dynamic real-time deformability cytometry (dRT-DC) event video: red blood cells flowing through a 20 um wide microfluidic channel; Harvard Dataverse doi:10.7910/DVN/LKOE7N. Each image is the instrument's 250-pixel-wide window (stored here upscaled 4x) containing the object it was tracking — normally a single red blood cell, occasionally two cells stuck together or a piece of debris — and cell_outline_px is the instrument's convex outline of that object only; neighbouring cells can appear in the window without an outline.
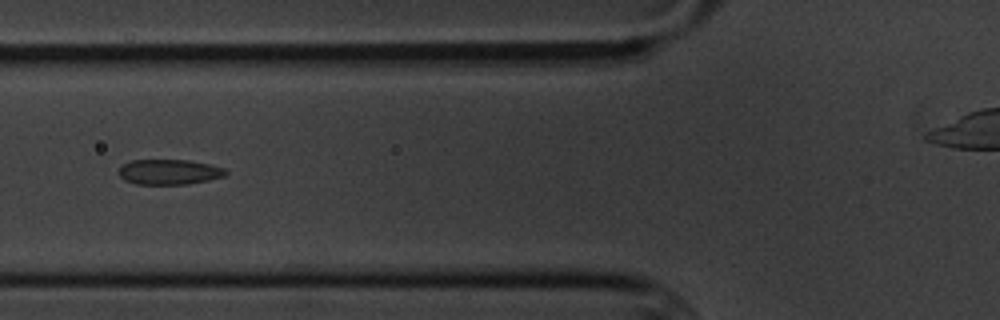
{"species": "common noctule bat (a hibernating species)", "species_latin": "Nyctalus noctula", "temperature_condition": "cold", "stored_images_in_passage": 10, "camera_frame_rate_fps": 3000, "um_per_image_px": 0.085, "animal": {"sex": "male", "body_mass_g": 20.1, "forearm_length_mm": 53.5}, "frame": {"image": 1, "passage_image": 7, "time_ms": 7.0, "image_size_px": [1000, 320], "cell_outline_px": [[228, 172], [224, 176], [208, 180], [188, 184], [136, 184], [124, 180], [120, 176], [120, 168], [124, 164], [132, 160], [188, 160], [208, 164], [224, 168]], "centroid_in_image_um": [14.39, 14.62], "position_along_channel_um": 111.4, "area_um2": 15.55}}
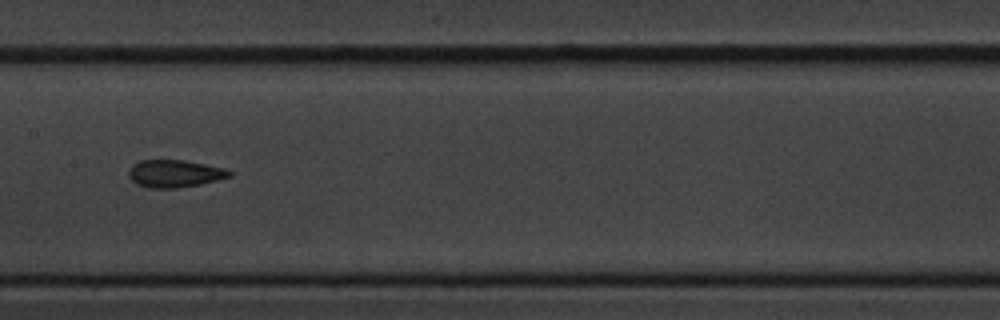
{"frame": {"image": 2, "passage_image": 9, "time_ms": 9.333, "image_size_px": [1000, 320], "cell_outline_px": [[232, 176], [200, 184], [176, 188], [148, 188], [136, 184], [128, 176], [128, 172], [132, 164], [140, 160], [184, 160], [224, 168], [232, 172]], "centroid_in_image_um": [14.81, 14.75], "position_along_channel_um": 192.6, "area_um2": 16.13}}
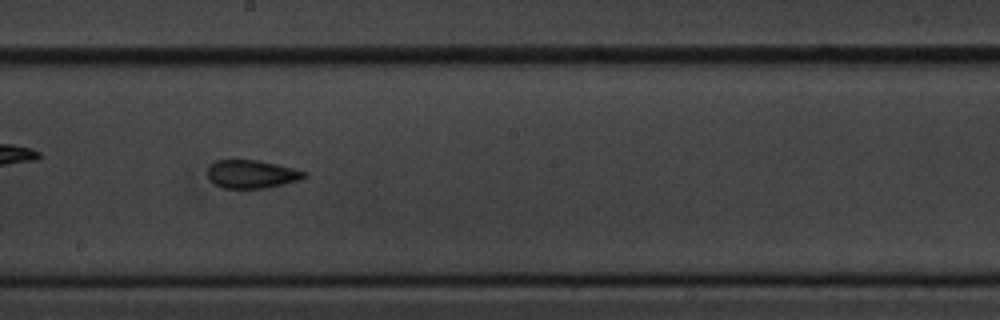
{"frame": {"image": 3, "passage_image": 10, "time_ms": 10.333, "image_size_px": [1000, 320], "cell_outline_px": [[308, 176], [300, 180], [268, 188], [220, 188], [208, 180], [208, 168], [216, 160], [260, 160], [308, 172]], "centroid_in_image_um": [21.4, 14.81], "position_along_channel_um": 226.8, "area_um2": 16.07}}